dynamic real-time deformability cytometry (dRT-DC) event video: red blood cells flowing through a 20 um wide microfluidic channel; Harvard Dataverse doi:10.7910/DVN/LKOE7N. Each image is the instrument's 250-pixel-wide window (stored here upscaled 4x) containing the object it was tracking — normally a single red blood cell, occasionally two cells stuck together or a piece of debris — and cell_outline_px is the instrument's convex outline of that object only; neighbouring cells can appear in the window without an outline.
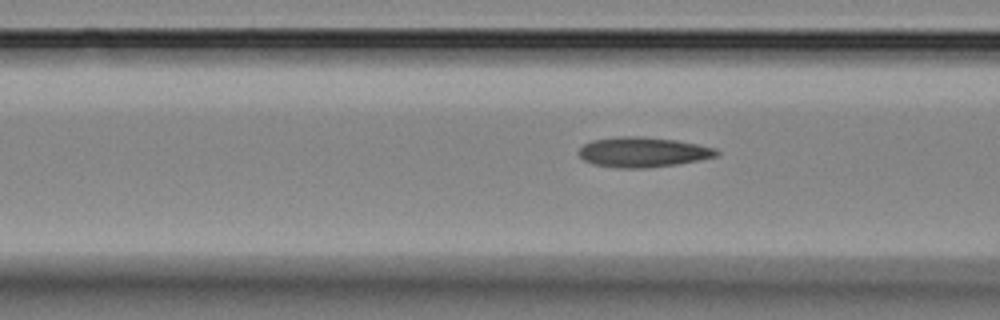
{"species": "Egyptian fruit bat (a non-hibernating species)", "species_latin": "Rousettus aegyptiacus", "temperature_condition": "room temperature", "stored_images_in_passage": 8, "camera_frame_rate_fps": 3000, "um_per_image_px": 0.085, "animal": {"sex": "female"}, "frame": {"image": 1, "passage_image": 5, "time_ms": 6.333, "image_size_px": [1000, 320], "cell_outline_px": [[720, 152], [716, 156], [676, 164], [648, 168], [616, 168], [592, 164], [584, 160], [576, 152], [584, 144], [592, 140], [620, 136], [640, 136], [676, 140], [696, 144], [712, 148]], "centroid_in_image_um": [54.57, 12.93], "position_along_channel_um": 112.0, "area_um2": 23.99}}
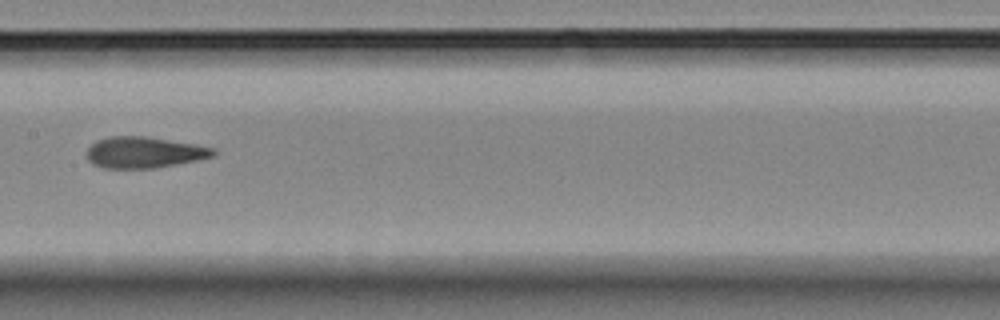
{"frame": {"image": 2, "passage_image": 7, "time_ms": 8.667, "image_size_px": [1000, 320], "cell_outline_px": [[216, 156], [196, 160], [152, 168], [104, 168], [92, 164], [88, 160], [88, 148], [96, 140], [108, 136], [144, 136], [216, 148]], "centroid_in_image_um": [12.23, 12.95], "position_along_channel_um": 195.2, "area_um2": 22.77}}
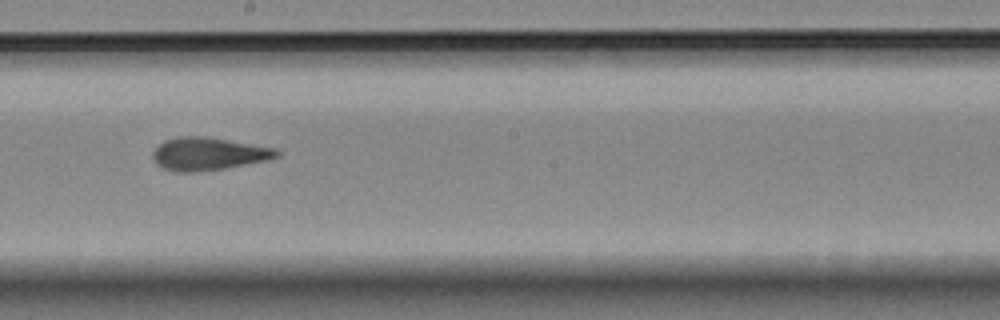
{"frame": {"image": 3, "passage_image": 8, "time_ms": 9.667, "image_size_px": [1000, 320], "cell_outline_px": [[280, 156], [268, 160], [224, 168], [196, 172], [176, 172], [164, 168], [156, 164], [152, 160], [152, 152], [164, 140], [176, 136], [204, 136], [276, 148], [280, 152]], "centroid_in_image_um": [17.69, 13.07], "position_along_channel_um": 230.5, "area_um2": 23.76}}